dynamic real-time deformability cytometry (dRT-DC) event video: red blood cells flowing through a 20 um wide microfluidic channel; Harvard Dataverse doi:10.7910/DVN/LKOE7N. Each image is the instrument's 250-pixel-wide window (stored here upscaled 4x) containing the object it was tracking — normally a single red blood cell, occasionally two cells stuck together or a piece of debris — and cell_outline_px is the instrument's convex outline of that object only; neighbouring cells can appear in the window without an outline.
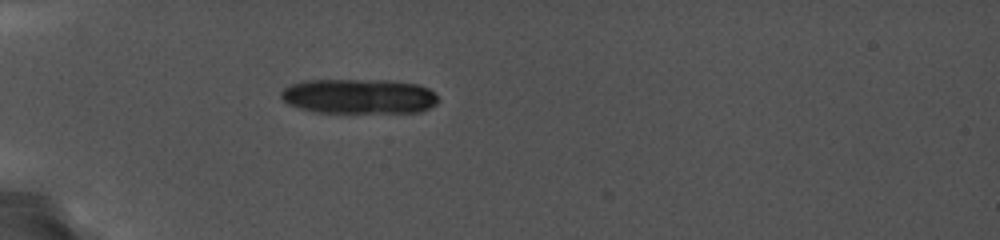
{"species": "common noctule bat (a hibernating species)", "species_latin": "Nyctalus noctula", "temperature_condition": "cold", "stored_images_in_passage": 3, "camera_frame_rate_fps": 5000, "um_per_image_px": 0.085, "animal": {"sex": "female", "body_mass_g": 19.0, "forearm_length_mm": 56.7}, "frame": {"image": 1, "passage_image": 1, "time_ms": 0.0, "image_size_px": [1000, 240], "cell_outline_px": [[436, 100], [428, 108], [416, 112], [320, 112], [304, 108], [292, 104], [284, 100], [280, 96], [280, 92], [284, 88], [300, 80], [392, 80], [416, 84], [428, 88], [436, 96]], "centroid_in_image_um": [30.48, 8.16], "position_along_channel_um": 54.5, "area_um2": 31.39}}